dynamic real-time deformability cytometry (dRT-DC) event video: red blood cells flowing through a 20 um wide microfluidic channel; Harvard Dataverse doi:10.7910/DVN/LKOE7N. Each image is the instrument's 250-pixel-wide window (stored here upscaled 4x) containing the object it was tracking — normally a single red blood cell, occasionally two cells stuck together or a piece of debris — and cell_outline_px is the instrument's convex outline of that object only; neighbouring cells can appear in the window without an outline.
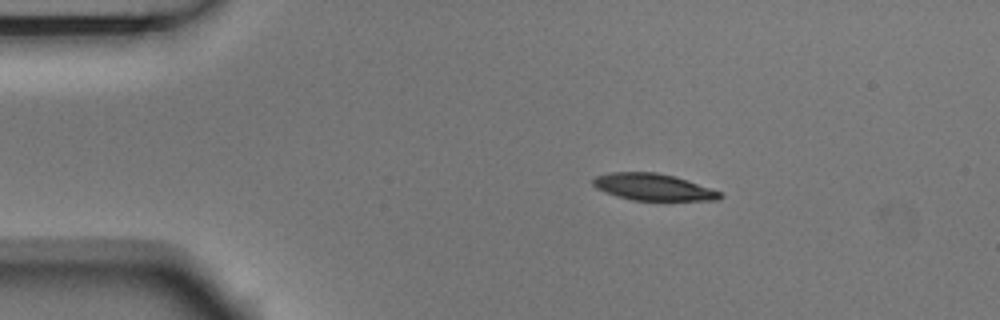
{"species": "Egyptian fruit bat (a non-hibernating species)", "species_latin": "Rousettus aegyptiacus", "temperature_condition": "room temperature", "stored_images_in_passage": 5, "camera_frame_rate_fps": 3000, "um_per_image_px": 0.085, "animal": {"sex": "male"}, "frame": {"image": 1, "passage_image": 2, "time_ms": 0.333, "image_size_px": [1000, 320], "cell_outline_px": [[724, 196], [716, 200], [632, 200], [596, 188], [592, 184], [592, 180], [596, 176], [612, 172], [656, 172], [676, 176], [720, 192]], "centroid_in_image_um": [55.52, 15.89], "position_along_channel_um": 29.5, "area_um2": 19.48}}
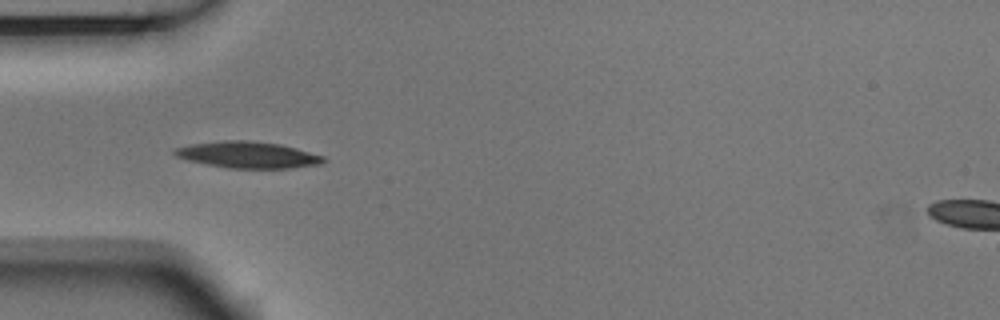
{"frame": {"image": 2, "passage_image": 4, "time_ms": 1.0, "image_size_px": [1000, 320], "cell_outline_px": [[328, 160], [324, 164], [292, 168], [228, 168], [188, 160], [176, 156], [172, 152], [176, 148], [192, 144], [224, 140], [244, 140], [280, 144], [324, 156]], "centroid_in_image_um": [21.12, 13.17], "position_along_channel_um": 63.9, "area_um2": 22.83}}
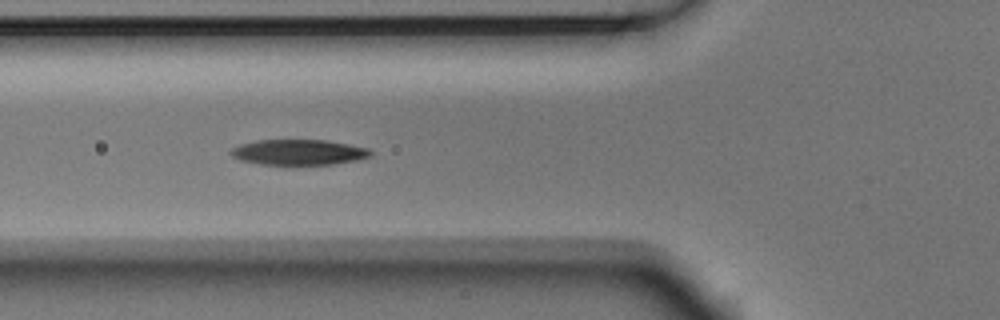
{"frame": {"image": 3, "passage_image": 5, "time_ms": 1.333, "image_size_px": [1000, 320], "cell_outline_px": [[372, 156], [356, 160], [332, 164], [260, 164], [240, 160], [232, 156], [228, 152], [232, 148], [240, 144], [256, 140], [324, 140], [348, 144], [368, 148], [372, 152]], "centroid_in_image_um": [25.36, 12.93], "position_along_channel_um": 100.4, "area_um2": 20.63}}